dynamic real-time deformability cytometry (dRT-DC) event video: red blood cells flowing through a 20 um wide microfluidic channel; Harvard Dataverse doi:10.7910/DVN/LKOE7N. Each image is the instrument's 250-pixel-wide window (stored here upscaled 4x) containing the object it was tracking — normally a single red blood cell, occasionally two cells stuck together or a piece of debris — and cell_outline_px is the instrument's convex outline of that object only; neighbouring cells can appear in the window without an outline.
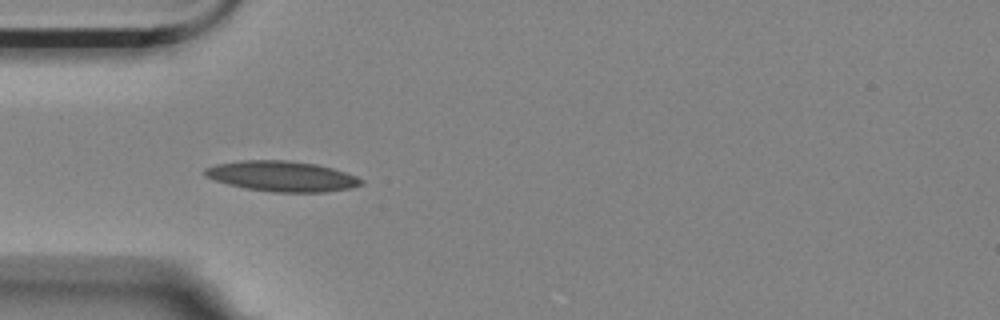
{"species": "Egyptian fruit bat (a non-hibernating species)", "species_latin": "Rousettus aegyptiacus", "temperature_condition": "room temperature", "stored_images_in_passage": 6, "camera_frame_rate_fps": 3000, "um_per_image_px": 0.085, "animal": {"sex": "female"}, "frame": {"image": 1, "passage_image": 5, "time_ms": 1.333, "image_size_px": [1000, 320], "cell_outline_px": [[364, 184], [348, 188], [324, 192], [272, 192], [244, 188], [228, 184], [204, 176], [204, 168], [216, 164], [240, 160], [288, 160], [316, 164], [332, 168], [356, 176], [364, 180]], "centroid_in_image_um": [23.94, 14.98], "position_along_channel_um": 61.1, "area_um2": 27.69}}
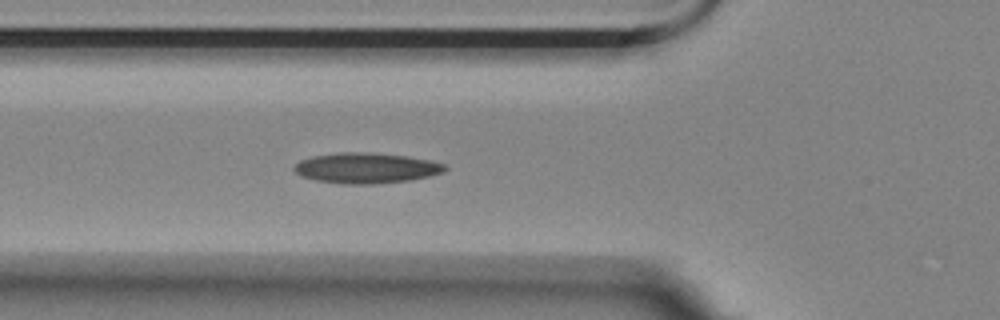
{"frame": {"image": 2, "passage_image": 6, "time_ms": 1.667, "image_size_px": [1000, 320], "cell_outline_px": [[448, 168], [444, 172], [412, 180], [372, 184], [344, 184], [316, 180], [300, 176], [292, 168], [300, 160], [316, 156], [340, 152], [364, 152], [404, 156], [432, 160], [444, 164]], "centroid_in_image_um": [31.14, 14.29], "position_along_channel_um": 94.7, "area_um2": 26.65}}